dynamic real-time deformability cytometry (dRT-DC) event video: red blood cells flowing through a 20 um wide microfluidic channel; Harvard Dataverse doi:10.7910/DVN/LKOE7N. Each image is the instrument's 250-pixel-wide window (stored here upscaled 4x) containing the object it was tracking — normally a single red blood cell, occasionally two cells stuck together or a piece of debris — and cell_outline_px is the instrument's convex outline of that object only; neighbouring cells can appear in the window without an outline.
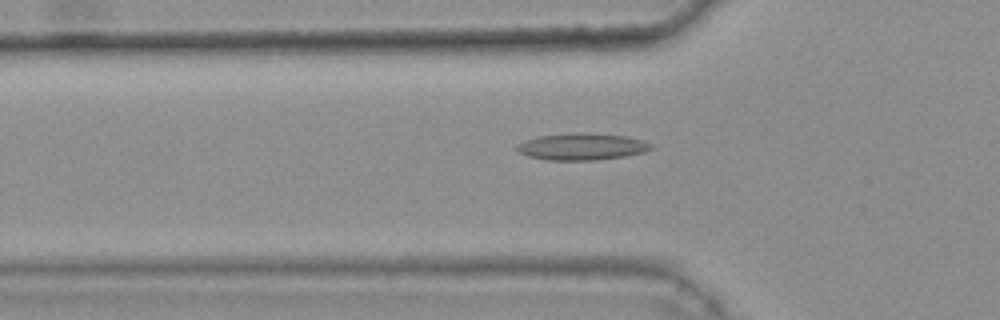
{"species": "common noctule bat (a hibernating species)", "species_latin": "Nyctalus noctula", "temperature_condition": "warm", "stored_images_in_passage": 36, "camera_frame_rate_fps": 3000, "um_per_image_px": 0.085, "animal": {"sex": "female", "body_mass_g": 25.1}, "frame": {"image": 1, "passage_image": 6, "time_ms": 1.667, "image_size_px": [1000, 320], "cell_outline_px": [[652, 148], [644, 152], [624, 156], [596, 160], [548, 160], [528, 156], [520, 152], [516, 148], [516, 144], [524, 140], [536, 136], [572, 132], [592, 132], [624, 136], [644, 140], [652, 144]], "centroid_in_image_um": [49.44, 12.44], "position_along_channel_um": 76.4, "area_um2": 21.21}}
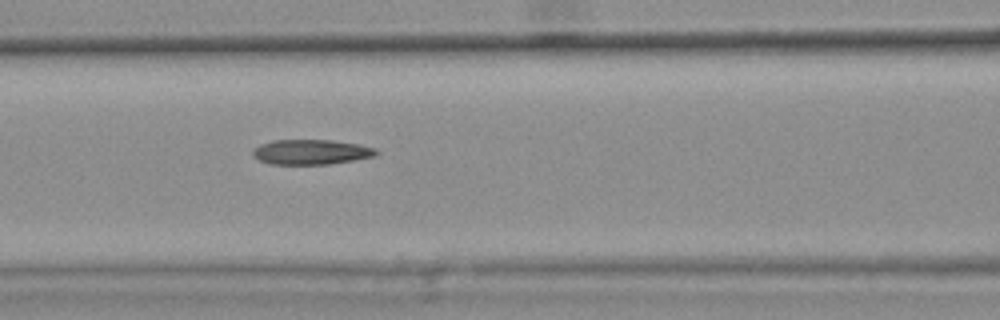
{"frame": {"image": 2, "passage_image": 11, "time_ms": 3.333, "image_size_px": [1000, 320], "cell_outline_px": [[380, 152], [376, 156], [328, 164], [268, 164], [252, 156], [252, 148], [260, 144], [272, 140], [332, 140], [360, 144], [376, 148]], "centroid_in_image_um": [26.44, 12.91], "position_along_channel_um": 140.2, "area_um2": 18.15}, "authors_computed_cell_mechanics": {"area_um2": 18.3515, "velocity_mm_per_s": 3.7964, "shape_relaxation_time_tau1_ms": null, "shape_relaxation_time_tau2_ms": 7.399, "deformation_change_tau1": null, "deformation_change_tau2": 0.2005}}